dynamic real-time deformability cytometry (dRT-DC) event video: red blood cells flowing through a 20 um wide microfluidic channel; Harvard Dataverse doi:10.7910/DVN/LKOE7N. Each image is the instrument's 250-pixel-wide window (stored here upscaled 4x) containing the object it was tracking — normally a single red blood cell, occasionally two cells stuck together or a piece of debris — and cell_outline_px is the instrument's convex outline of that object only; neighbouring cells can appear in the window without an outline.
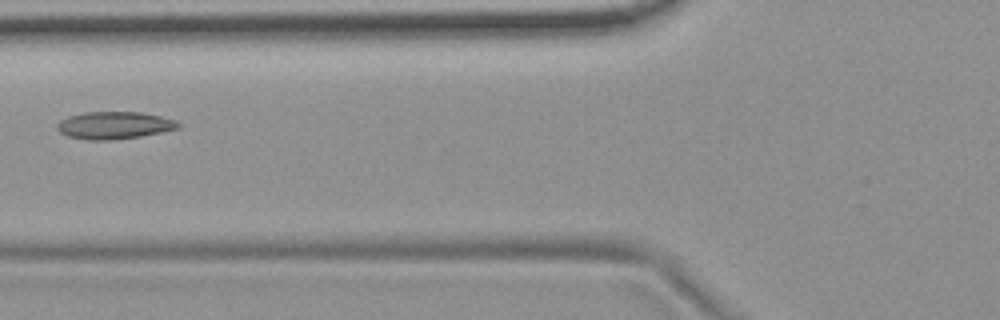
{"species": "common noctule bat (a hibernating species)", "species_latin": "Nyctalus noctula", "temperature_condition": "room temperature", "stored_images_in_passage": 7, "camera_frame_rate_fps": 3000, "um_per_image_px": 0.085, "animal": {"sex": "female", "body_mass_g": 19.9}, "frame": {"image": 1, "passage_image": 7, "time_ms": 7.0, "image_size_px": [1000, 320], "cell_outline_px": [[180, 128], [140, 136], [112, 140], [88, 140], [68, 136], [60, 132], [56, 128], [56, 124], [60, 120], [68, 116], [84, 112], [140, 112], [160, 116], [176, 120], [180, 124]], "centroid_in_image_um": [9.69, 10.65], "position_along_channel_um": 116.1, "area_um2": 19.31}}